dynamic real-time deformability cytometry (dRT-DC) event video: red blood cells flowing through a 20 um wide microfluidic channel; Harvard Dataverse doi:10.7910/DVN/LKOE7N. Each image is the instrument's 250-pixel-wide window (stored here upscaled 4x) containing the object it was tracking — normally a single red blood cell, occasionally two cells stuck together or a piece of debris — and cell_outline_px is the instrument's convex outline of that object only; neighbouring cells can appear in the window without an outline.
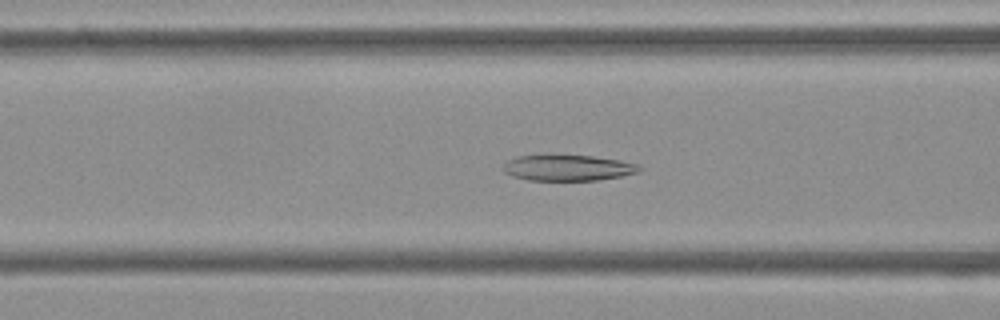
{"species": "Egyptian fruit bat (a non-hibernating species)", "species_latin": "Rousettus aegyptiacus", "temperature_condition": "cold", "stored_images_in_passage": 45, "camera_frame_rate_fps": 3000, "um_per_image_px": 0.085, "frame": {"image": 1, "passage_image": 20, "time_ms": 6.333, "image_size_px": [1000, 320], "cell_outline_px": [[644, 168], [640, 172], [620, 176], [596, 180], [528, 180], [512, 176], [504, 172], [500, 168], [508, 160], [516, 156], [592, 156], [620, 160], [640, 164]], "centroid_in_image_um": [48.29, 14.27], "position_along_channel_um": 118.3, "area_um2": 20.46}}
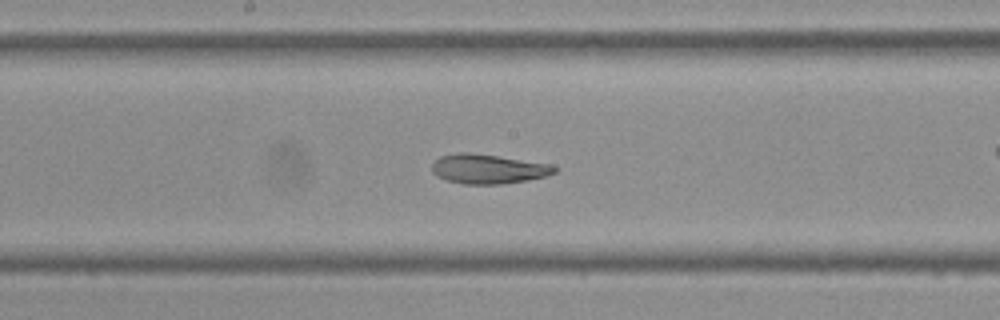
{"frame": {"image": 2, "passage_image": 27, "time_ms": 8.667, "image_size_px": [1000, 320], "cell_outline_px": [[560, 168], [556, 172], [544, 176], [528, 180], [500, 184], [464, 184], [448, 180], [436, 176], [432, 172], [432, 164], [440, 156], [460, 152], [468, 152], [552, 164]], "centroid_in_image_um": [41.5, 14.36], "position_along_channel_um": 206.7, "area_um2": 20.98}}
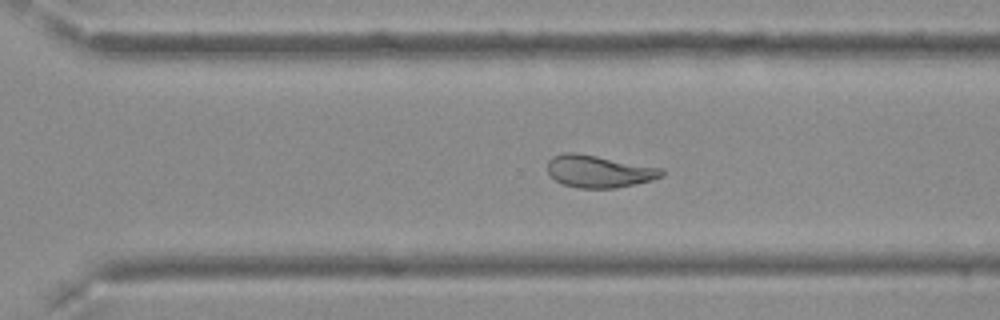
{"frame": {"image": 3, "passage_image": 36, "time_ms": 11.667, "image_size_px": [1000, 320], "cell_outline_px": [[664, 176], [652, 180], [616, 188], [580, 188], [564, 184], [556, 180], [548, 172], [548, 160], [552, 156], [564, 152], [576, 152], [664, 168]], "centroid_in_image_um": [50.93, 14.55], "position_along_channel_um": 319.7, "area_um2": 21.56}, "authors_computed_cell_mechanics": {"area_um2": 22.542, "velocity_mm_per_s": 3.7765, "shape_relaxation_time_tau1_ms": null, "shape_relaxation_time_tau2_ms": 2.6708, "deformation_change_tau1": null, "deformation_change_tau2": 0.0872}}